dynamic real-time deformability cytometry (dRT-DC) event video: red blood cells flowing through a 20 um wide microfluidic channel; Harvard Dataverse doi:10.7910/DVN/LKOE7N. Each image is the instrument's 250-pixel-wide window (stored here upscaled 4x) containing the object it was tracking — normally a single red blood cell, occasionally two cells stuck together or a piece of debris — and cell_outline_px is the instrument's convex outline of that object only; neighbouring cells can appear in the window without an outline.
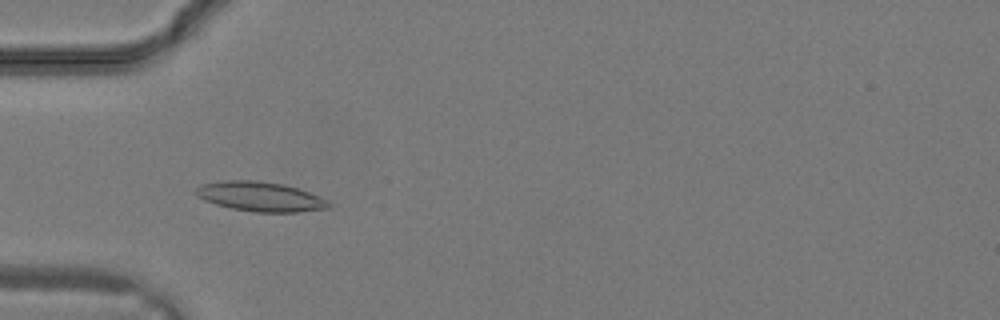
{"species": "common noctule bat (a hibernating species)", "species_latin": "Nyctalus noctula", "temperature_condition": "warm", "stored_images_in_passage": 20, "camera_frame_rate_fps": 3000, "um_per_image_px": 0.085, "animal": {"sex": "male", "body_mass_g": 19.2, "forearm_length_mm": 51.8}, "frame": {"image": 1, "passage_image": 4, "time_ms": 1.0, "image_size_px": [1000, 320], "cell_outline_px": [[332, 204], [328, 208], [296, 212], [256, 212], [232, 208], [216, 204], [204, 200], [196, 196], [192, 192], [200, 184], [224, 180], [256, 180], [280, 184], [296, 188], [320, 196], [328, 200]], "centroid_in_image_um": [22.08, 16.7], "position_along_channel_um": 62.9, "area_um2": 22.89}}
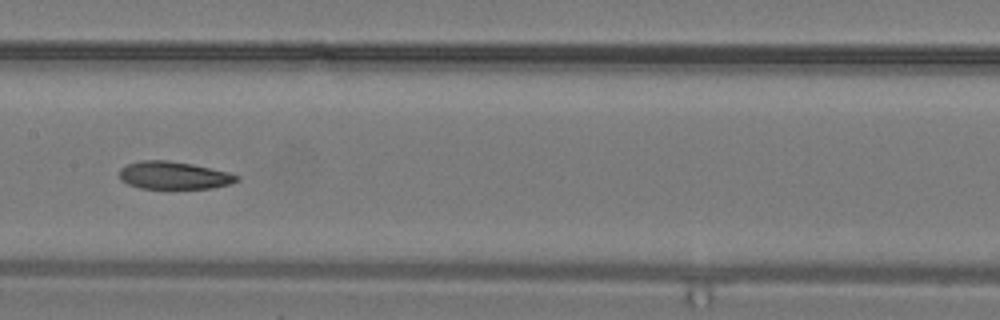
{"frame": {"image": 2, "passage_image": 10, "time_ms": 3.0, "image_size_px": [1000, 320], "cell_outline_px": [[240, 180], [228, 184], [212, 188], [140, 188], [128, 184], [120, 180], [120, 168], [128, 164], [140, 160], [168, 160], [192, 164], [228, 172], [240, 176]], "centroid_in_image_um": [14.77, 14.9], "position_along_channel_um": 192.6, "area_um2": 18.84}}
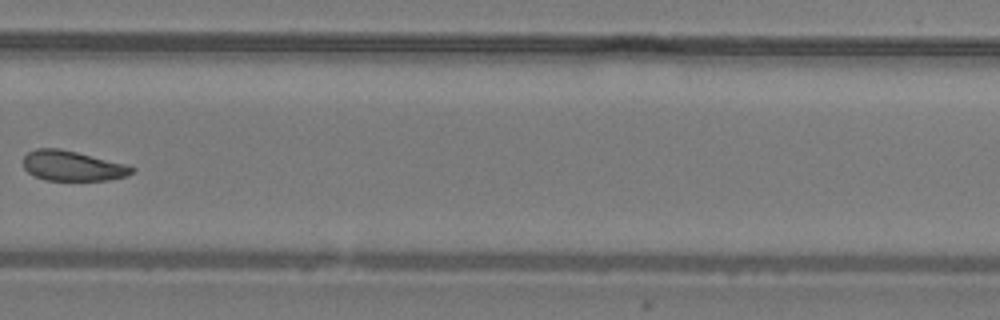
{"frame": {"image": 3, "passage_image": 16, "time_ms": 5.0, "image_size_px": [1000, 320], "cell_outline_px": [[136, 172], [124, 176], [108, 180], [44, 180], [28, 172], [24, 168], [24, 156], [28, 152], [36, 148], [60, 148], [128, 164], [136, 168]], "centroid_in_image_um": [6.19, 14.09], "position_along_channel_um": 323.6, "area_um2": 19.13}}